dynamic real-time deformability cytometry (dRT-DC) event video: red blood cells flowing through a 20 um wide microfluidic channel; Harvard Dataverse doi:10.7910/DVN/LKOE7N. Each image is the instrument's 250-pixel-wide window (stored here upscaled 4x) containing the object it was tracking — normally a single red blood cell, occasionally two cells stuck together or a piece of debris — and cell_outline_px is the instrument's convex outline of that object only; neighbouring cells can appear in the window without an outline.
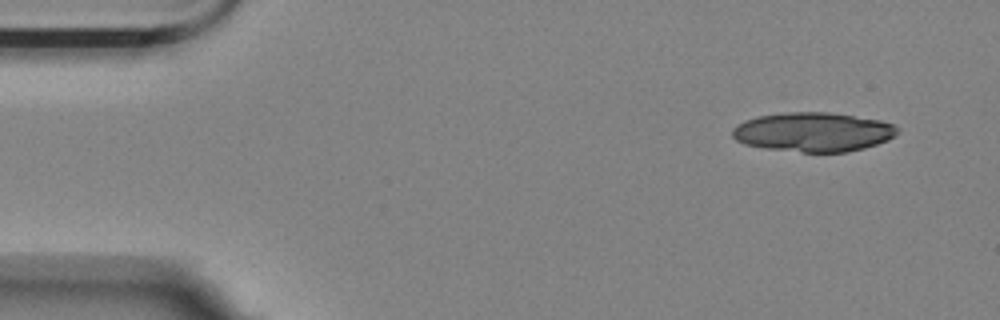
{"species": "Egyptian fruit bat (a non-hibernating species)", "species_latin": "Rousettus aegyptiacus", "temperature_condition": "room temperature", "stored_images_in_passage": 5, "camera_frame_rate_fps": 3000, "um_per_image_px": 0.085, "animal": {"sex": "female"}, "frame": {"image": 1, "passage_image": 1, "time_ms": 0.0, "image_size_px": [1000, 320], "cell_outline_px": [[900, 132], [888, 140], [864, 148], [848, 152], [800, 152], [764, 148], [744, 144], [736, 140], [732, 136], [732, 128], [736, 124], [744, 120], [756, 116], [784, 112], [828, 112], [880, 120], [896, 124], [900, 128]], "centroid_in_image_um": [69.12, 11.22], "position_along_channel_um": 15.9, "area_um2": 38.21}}